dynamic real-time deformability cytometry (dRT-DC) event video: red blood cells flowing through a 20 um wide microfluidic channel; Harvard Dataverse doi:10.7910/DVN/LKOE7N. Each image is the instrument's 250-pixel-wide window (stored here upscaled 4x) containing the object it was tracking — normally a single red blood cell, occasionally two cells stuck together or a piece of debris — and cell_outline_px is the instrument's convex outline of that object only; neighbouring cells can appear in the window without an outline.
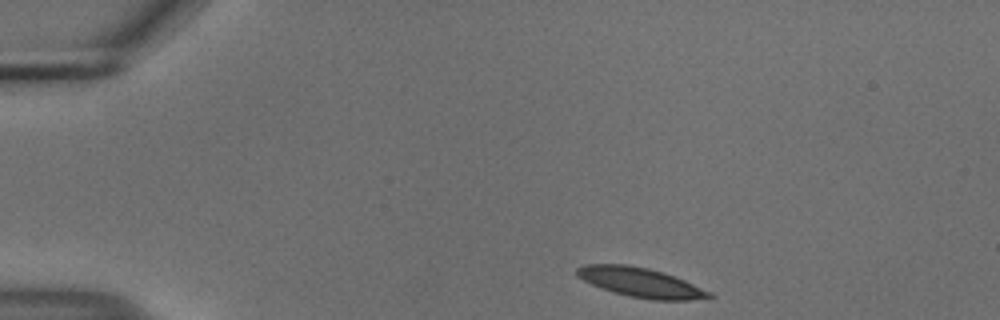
{"species": "common noctule bat (a hibernating species)", "species_latin": "Nyctalus noctula", "temperature_condition": "cold", "stored_images_in_passage": 46, "camera_frame_rate_fps": 3000, "um_per_image_px": 0.085, "animal": {"sex": "male", "body_mass_g": 18.8}, "frame": {"image": 1, "passage_image": 1, "time_ms": 0.0, "image_size_px": [1000, 320], "cell_outline_px": [[716, 296], [692, 300], [652, 300], [628, 296], [600, 288], [576, 276], [576, 268], [584, 264], [624, 264], [648, 268], [664, 272], [684, 280], [712, 292]], "centroid_in_image_um": [54.46, 24.01], "position_along_channel_um": 30.5, "area_um2": 22.77}}
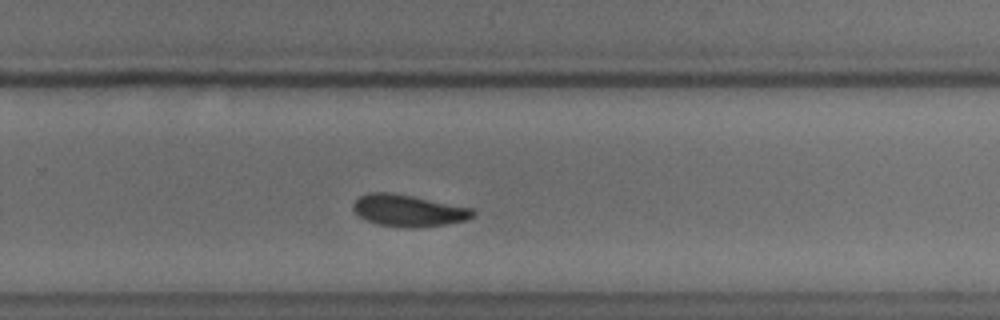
{"frame": {"image": 2, "passage_image": 28, "time_ms": 9.0, "image_size_px": [1000, 320], "cell_outline_px": [[476, 212], [468, 220], [424, 228], [400, 228], [376, 224], [364, 220], [352, 208], [352, 204], [360, 196], [368, 192], [388, 192], [412, 196], [472, 208]], "centroid_in_image_um": [34.7, 17.92], "position_along_channel_um": 295.1, "area_um2": 22.43}}
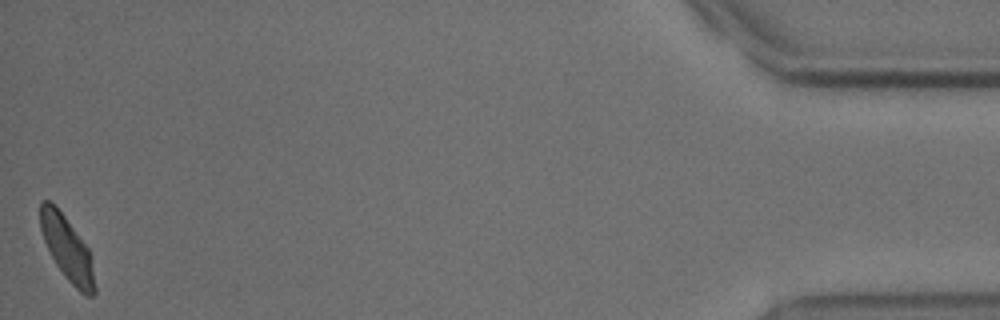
{"frame": {"image": 3, "passage_image": 46, "time_ms": 15.0, "image_size_px": [1000, 320], "cell_outline_px": [[96, 292], [92, 296], [84, 296], [64, 276], [56, 264], [44, 240], [40, 228], [40, 200], [48, 200], [64, 216], [88, 248], [96, 288]], "centroid_in_image_um": [5.7, 21.16], "position_along_channel_um": 429.5, "area_um2": 19.83}, "authors_computed_cell_mechanics": {"area_um2": 22.3108, "velocity_mm_per_s": 3.6595, "shape_relaxation_time_tau1_ms": 2.6799, "shape_relaxation_time_tau2_ms": 3.8054, "deformation_change_tau1": 0.1252, "deformation_change_tau2": 0.1037}}